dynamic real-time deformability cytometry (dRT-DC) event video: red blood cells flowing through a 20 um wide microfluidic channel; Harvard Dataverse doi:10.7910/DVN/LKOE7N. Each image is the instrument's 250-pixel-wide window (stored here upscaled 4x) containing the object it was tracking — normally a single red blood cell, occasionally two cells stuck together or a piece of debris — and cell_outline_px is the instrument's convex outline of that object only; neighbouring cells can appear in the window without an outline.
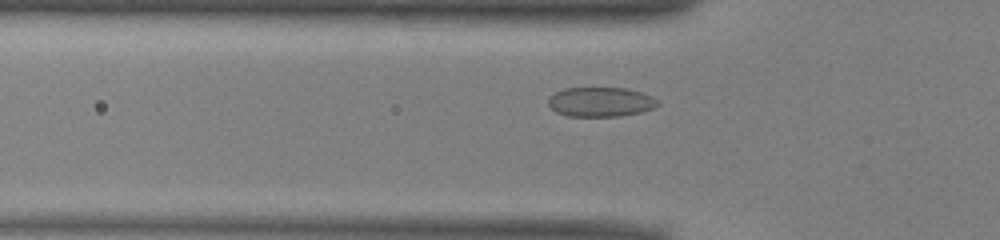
{"species": "common noctule bat (a hibernating species)", "species_latin": "Nyctalus noctula", "temperature_condition": "warm", "stored_images_in_passage": 33, "camera_frame_rate_fps": 3000, "um_per_image_px": 0.085, "animal": {"sex": "male", "body_mass_g": 13.0, "forearm_length_mm": 53.1}, "frame": {"image": 1, "passage_image": 8, "time_ms": 2.333, "image_size_px": [1000, 240], "cell_outline_px": [[660, 104], [652, 108], [640, 112], [620, 116], [568, 116], [556, 112], [548, 104], [548, 96], [564, 88], [628, 88], [652, 96], [660, 100]], "centroid_in_image_um": [51.05, 8.66], "position_along_channel_um": 74.7, "area_um2": 18.9}}
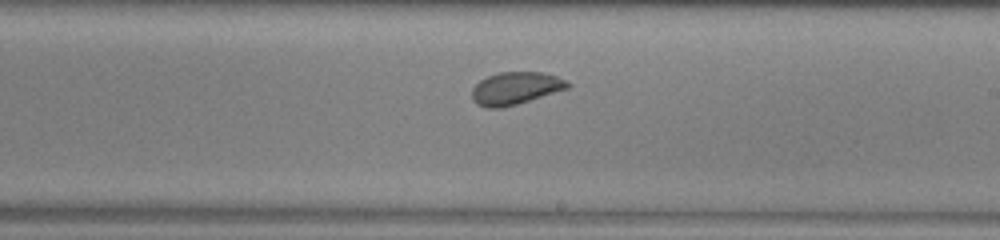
{"frame": {"image": 2, "passage_image": 21, "time_ms": 6.667, "image_size_px": [1000, 240], "cell_outline_px": [[572, 84], [568, 88], [516, 104], [500, 108], [488, 108], [476, 104], [472, 100], [472, 88], [480, 80], [488, 76], [500, 72], [544, 72], [568, 80]], "centroid_in_image_um": [43.82, 7.49], "position_along_channel_um": 245.2, "area_um2": 18.09}}
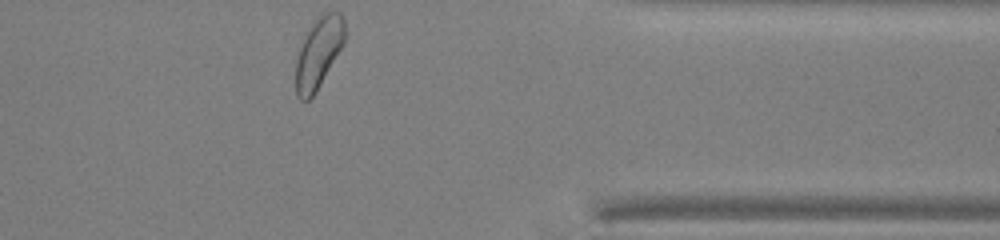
{"frame": {"image": 3, "passage_image": 33, "time_ms": 10.667, "image_size_px": [1000, 240], "cell_outline_px": [[344, 44], [316, 92], [308, 100], [300, 100], [296, 96], [296, 60], [300, 48], [312, 24], [320, 12], [340, 12], [344, 20]], "centroid_in_image_um": [27.08, 4.49], "position_along_channel_um": 384.3, "area_um2": 20.0}, "authors_computed_cell_mechanics": {"area_um2": 18.6116, "velocity_mm_per_s": 3.9344, "shape_relaxation_time_tau1_ms": 3.6494, "shape_relaxation_time_tau2_ms": null, "deformation_change_tau1": 0.0763, "deformation_change_tau2": null}}